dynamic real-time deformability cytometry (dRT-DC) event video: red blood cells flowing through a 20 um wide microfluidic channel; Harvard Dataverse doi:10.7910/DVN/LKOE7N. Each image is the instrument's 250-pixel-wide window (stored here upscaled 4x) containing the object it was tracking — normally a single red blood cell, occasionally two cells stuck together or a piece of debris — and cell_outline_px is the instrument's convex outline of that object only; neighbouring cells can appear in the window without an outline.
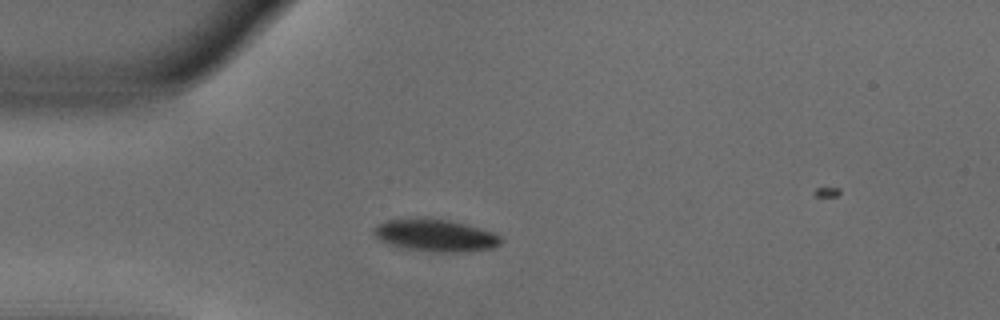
{"species": "common noctule bat (a hibernating species)", "species_latin": "Nyctalus noctula", "temperature_condition": "warm", "stored_images_in_passage": 37, "camera_frame_rate_fps": 3000, "um_per_image_px": 0.085, "animal": {"sex": "male", "body_mass_g": 18.8}, "frame": {"image": 1, "passage_image": 1, "time_ms": 0.0, "image_size_px": [1000, 320], "cell_outline_px": [[504, 240], [500, 244], [492, 248], [456, 252], [444, 252], [408, 248], [388, 244], [380, 240], [372, 232], [372, 228], [376, 224], [388, 220], [416, 216], [428, 216], [452, 220], [468, 224], [492, 232], [500, 236]], "centroid_in_image_um": [36.98, 19.95], "position_along_channel_um": 48.0, "area_um2": 24.28}}
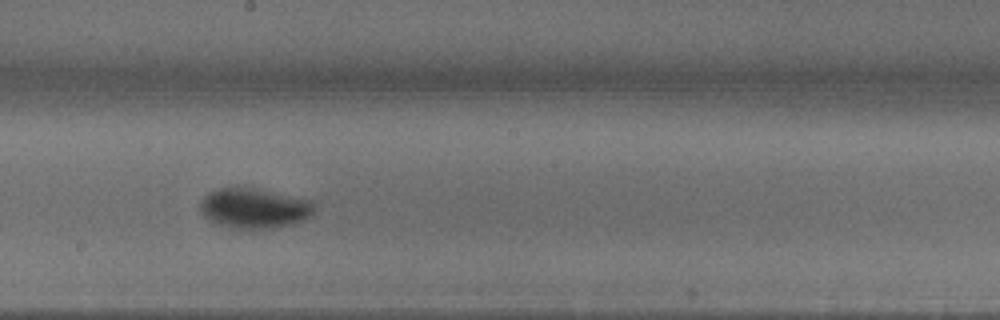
{"frame": {"image": 2, "passage_image": 16, "time_ms": 5.0, "image_size_px": [1000, 320], "cell_outline_px": [[312, 212], [304, 220], [292, 224], [252, 232], [232, 228], [216, 224], [208, 220], [204, 216], [200, 208], [200, 204], [204, 196], [220, 188], [256, 188], [312, 200]], "centroid_in_image_um": [21.58, 17.74], "position_along_channel_um": 226.6, "area_um2": 26.88}}
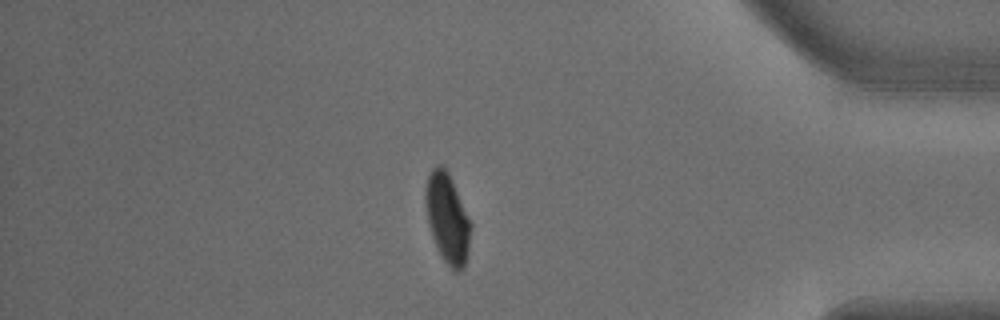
{"frame": {"image": 3, "passage_image": 32, "time_ms": 10.333, "image_size_px": [1000, 320], "cell_outline_px": [[472, 228], [468, 252], [464, 268], [460, 272], [452, 272], [444, 260], [432, 236], [428, 224], [424, 200], [424, 188], [428, 176], [432, 168], [436, 164], [444, 164], [452, 180], [472, 224]], "centroid_in_image_um": [38.02, 18.54], "position_along_channel_um": 397.2, "area_um2": 23.99}, "authors_computed_cell_mechanics": {"area_um2": 25.143, "velocity_mm_per_s": 3.8245, "shape_relaxation_time_tau1_ms": 2.6634, "shape_relaxation_time_tau2_ms": null, "deformation_change_tau1": 0.1765, "deformation_change_tau2": null}}